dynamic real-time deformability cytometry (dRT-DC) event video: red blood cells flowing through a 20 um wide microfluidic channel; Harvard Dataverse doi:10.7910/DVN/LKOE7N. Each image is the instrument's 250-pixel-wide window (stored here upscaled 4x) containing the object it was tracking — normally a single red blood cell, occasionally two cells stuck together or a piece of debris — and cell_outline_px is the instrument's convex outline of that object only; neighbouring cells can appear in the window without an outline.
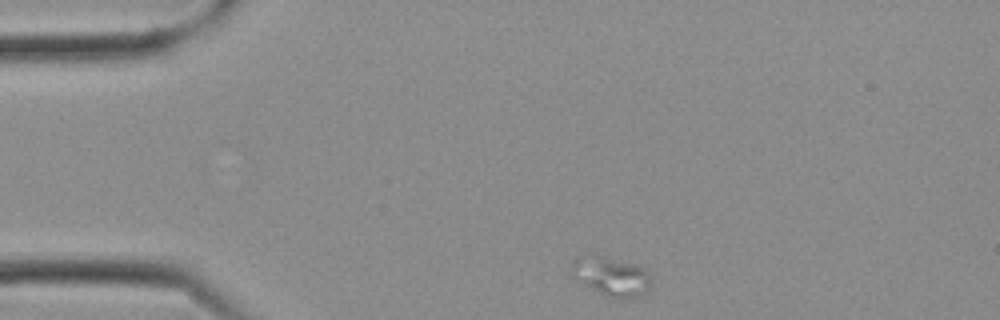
{"species": "Egyptian fruit bat (a non-hibernating species)", "species_latin": "Rousettus aegyptiacus", "temperature_condition": "cold", "stored_images_in_passage": 24, "camera_frame_rate_fps": 3000, "um_per_image_px": 0.085, "frame": {"image": 1, "passage_image": 1, "time_ms": 0.0, "image_size_px": [1000, 320], "cell_outline_px": [[652, 284], [640, 296], [628, 300], [620, 300], [604, 296], [584, 284], [584, 276], [592, 260], [596, 256], [644, 268], [648, 272]], "centroid_in_image_um": [52.42, 23.72], "position_along_channel_um": 32.6, "area_um2": 15.03}}